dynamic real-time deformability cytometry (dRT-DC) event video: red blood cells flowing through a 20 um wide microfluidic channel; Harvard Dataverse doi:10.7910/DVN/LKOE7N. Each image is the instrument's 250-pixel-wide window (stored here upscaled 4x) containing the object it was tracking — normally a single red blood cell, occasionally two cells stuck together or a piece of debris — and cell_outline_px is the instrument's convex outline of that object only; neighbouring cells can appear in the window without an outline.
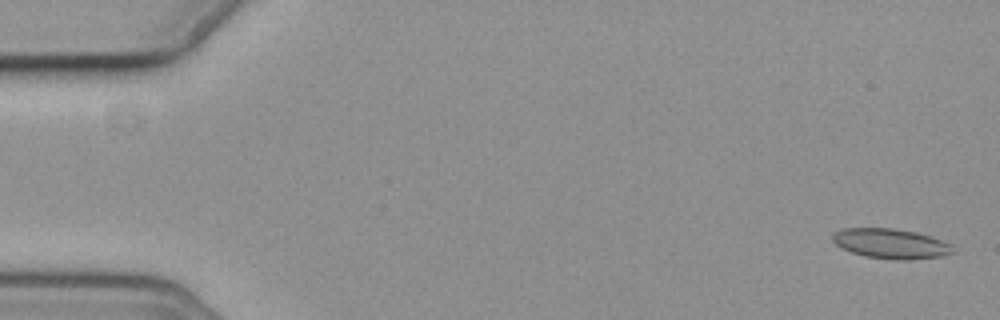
{"species": "common noctule bat (a hibernating species)", "species_latin": "Nyctalus noctula", "temperature_condition": "cold", "stored_images_in_passage": 5, "camera_frame_rate_fps": 3000, "um_per_image_px": 0.085, "animal": {"sex": "female", "body_mass_g": 19.3, "forearm_length_mm": 54.1}, "frame": {"image": 1, "passage_image": 1, "time_ms": 0.0, "image_size_px": [1000, 320], "cell_outline_px": [[952, 252], [940, 256], [904, 260], [896, 260], [864, 256], [852, 252], [836, 244], [832, 240], [832, 232], [844, 228], [892, 228], [916, 232], [932, 236], [948, 244]], "centroid_in_image_um": [75.64, 20.69], "position_along_channel_um": 9.4, "area_um2": 20.63}}
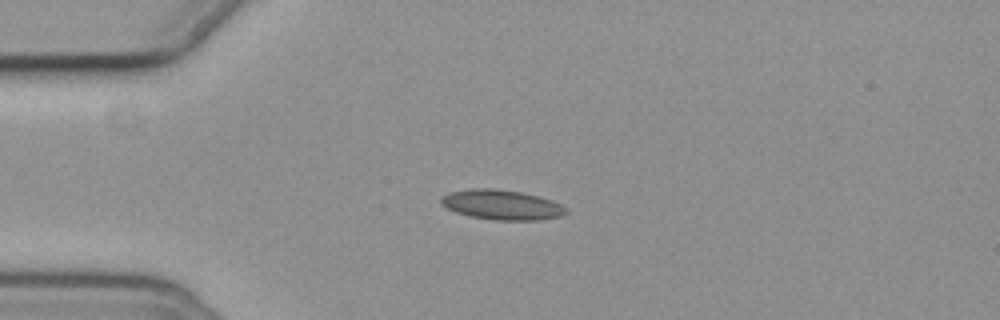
{"frame": {"image": 2, "passage_image": 4, "time_ms": 4.333, "image_size_px": [1000, 320], "cell_outline_px": [[568, 212], [560, 216], [540, 220], [496, 220], [468, 216], [456, 212], [440, 204], [440, 196], [452, 192], [472, 188], [492, 188], [520, 192], [540, 196], [552, 200], [568, 208]], "centroid_in_image_um": [42.66, 17.41], "position_along_channel_um": 42.3, "area_um2": 21.85}}